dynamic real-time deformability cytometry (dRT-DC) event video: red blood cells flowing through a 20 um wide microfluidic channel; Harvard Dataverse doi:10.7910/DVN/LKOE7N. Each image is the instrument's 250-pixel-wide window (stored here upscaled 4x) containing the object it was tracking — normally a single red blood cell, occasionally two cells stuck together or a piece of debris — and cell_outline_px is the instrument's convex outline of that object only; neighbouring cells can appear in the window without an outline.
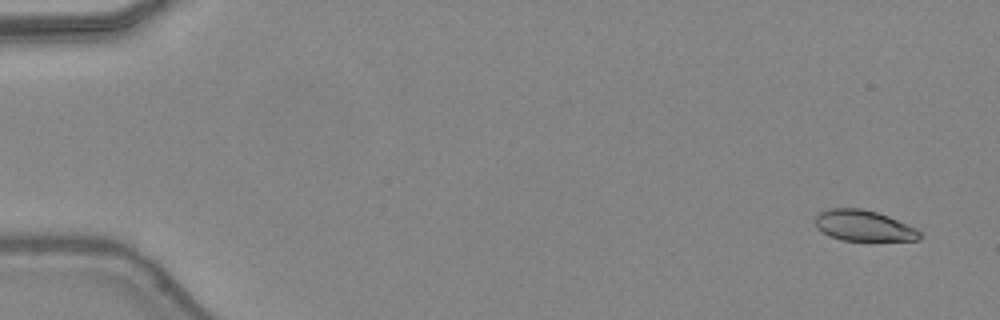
{"species": "common noctule bat (a hibernating species)", "species_latin": "Nyctalus noctula", "temperature_condition": "warm", "stored_images_in_passage": 48, "camera_frame_rate_fps": 3000, "um_per_image_px": 0.085, "animal": {"sex": "female", "body_mass_g": 24.6, "forearm_length_mm": 56.2}, "frame": {"image": 1, "passage_image": 3, "time_ms": 0.667, "image_size_px": [1000, 320], "cell_outline_px": [[920, 240], [840, 240], [828, 236], [816, 228], [816, 216], [820, 212], [828, 208], [860, 208], [876, 212], [888, 216], [916, 228], [920, 232]], "centroid_in_image_um": [73.37, 19.18], "position_along_channel_um": 11.6, "area_um2": 18.67}}
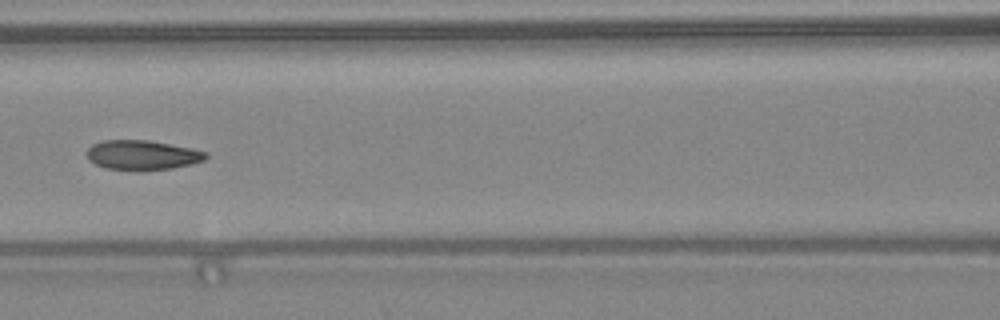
{"frame": {"image": 2, "passage_image": 23, "time_ms": 7.333, "image_size_px": [1000, 320], "cell_outline_px": [[208, 156], [204, 160], [192, 164], [172, 168], [140, 172], [104, 168], [88, 160], [88, 148], [92, 144], [104, 140], [148, 140], [192, 148], [208, 152]], "centroid_in_image_um": [12.11, 13.2], "position_along_channel_um": 154.5, "area_um2": 20.92}}
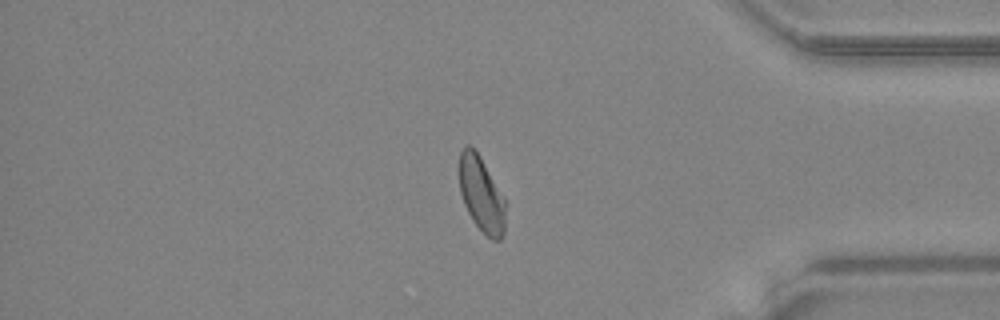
{"frame": {"image": 3, "passage_image": 41, "time_ms": 13.333, "image_size_px": [1000, 320], "cell_outline_px": [[504, 232], [500, 240], [492, 240], [472, 220], [464, 204], [460, 192], [460, 152], [468, 144], [472, 144], [480, 156], [504, 196]], "centroid_in_image_um": [40.91, 16.49], "position_along_channel_um": 394.3, "area_um2": 20.0}, "authors_computed_cell_mechanics": {"area_um2": 20.4612, "velocity_mm_per_s": 4.4046, "shape_relaxation_time_tau1_ms": 4.1965, "shape_relaxation_time_tau2_ms": 1.3648, "deformation_change_tau1": 0.1465, "deformation_change_tau2": 0.0742}}